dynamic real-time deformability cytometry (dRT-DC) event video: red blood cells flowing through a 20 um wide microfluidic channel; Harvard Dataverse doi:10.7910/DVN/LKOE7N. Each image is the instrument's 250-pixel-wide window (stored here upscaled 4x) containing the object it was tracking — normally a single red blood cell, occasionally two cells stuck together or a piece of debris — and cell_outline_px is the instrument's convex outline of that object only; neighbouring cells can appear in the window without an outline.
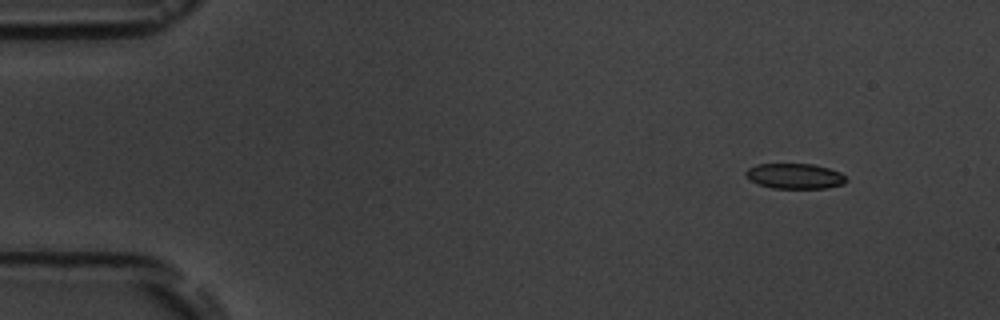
{"species": "common noctule bat (a hibernating species)", "species_latin": "Nyctalus noctula", "temperature_condition": "room temperature", "stored_images_in_passage": 4, "camera_frame_rate_fps": 3000, "um_per_image_px": 0.085, "animal": {"sex": "male", "body_mass_g": 19.5, "forearm_length_mm": 54.6}, "frame": {"image": 1, "passage_image": 1, "time_ms": 0.0, "image_size_px": [1000, 320], "cell_outline_px": [[848, 180], [844, 184], [824, 188], [772, 188], [748, 180], [744, 176], [744, 172], [748, 168], [756, 164], [812, 164], [828, 168], [840, 172]], "centroid_in_image_um": [67.52, 14.96], "position_along_channel_um": 17.5, "area_um2": 14.85}}
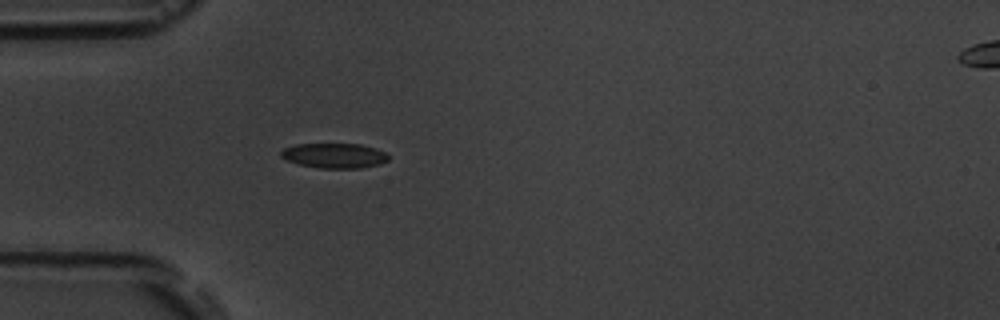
{"frame": {"image": 2, "passage_image": 4, "time_ms": 3.667, "image_size_px": [1000, 320], "cell_outline_px": [[388, 160], [380, 164], [360, 168], [320, 168], [300, 164], [284, 160], [280, 156], [280, 152], [284, 148], [292, 144], [360, 144], [376, 148], [384, 152], [388, 156]], "centroid_in_image_um": [28.38, 13.22], "position_along_channel_um": 56.6, "area_um2": 15.66}}